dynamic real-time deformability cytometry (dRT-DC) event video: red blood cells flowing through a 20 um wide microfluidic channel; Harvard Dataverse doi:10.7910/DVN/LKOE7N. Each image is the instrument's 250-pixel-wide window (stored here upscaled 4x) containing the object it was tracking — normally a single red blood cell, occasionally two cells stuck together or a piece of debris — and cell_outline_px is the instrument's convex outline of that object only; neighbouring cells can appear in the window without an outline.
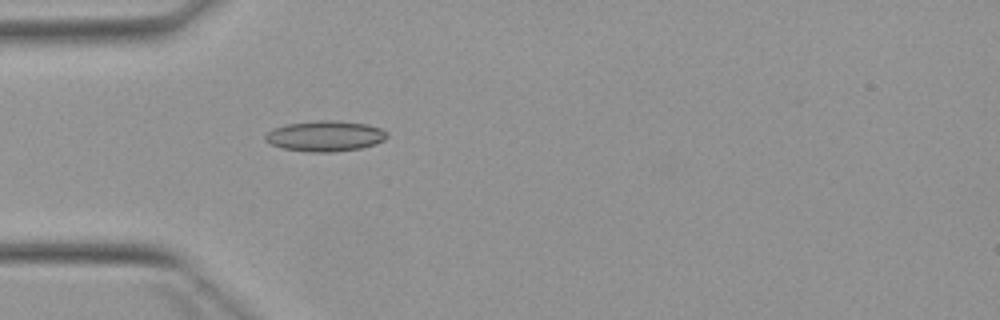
{"species": "Egyptian fruit bat (a non-hibernating species)", "species_latin": "Rousettus aegyptiacus", "temperature_condition": "warm", "stored_images_in_passage": 4, "camera_frame_rate_fps": 3000, "um_per_image_px": 0.085, "animal": {"sex": "female"}, "frame": {"image": 1, "passage_image": 4, "time_ms": 3.667, "image_size_px": [1000, 320], "cell_outline_px": [[388, 136], [384, 140], [376, 144], [360, 148], [332, 152], [308, 152], [284, 148], [272, 144], [264, 140], [264, 136], [272, 128], [288, 124], [316, 120], [336, 120], [368, 124], [380, 128], [388, 132]], "centroid_in_image_um": [27.66, 11.55], "position_along_channel_um": 57.3, "area_um2": 21.79}}